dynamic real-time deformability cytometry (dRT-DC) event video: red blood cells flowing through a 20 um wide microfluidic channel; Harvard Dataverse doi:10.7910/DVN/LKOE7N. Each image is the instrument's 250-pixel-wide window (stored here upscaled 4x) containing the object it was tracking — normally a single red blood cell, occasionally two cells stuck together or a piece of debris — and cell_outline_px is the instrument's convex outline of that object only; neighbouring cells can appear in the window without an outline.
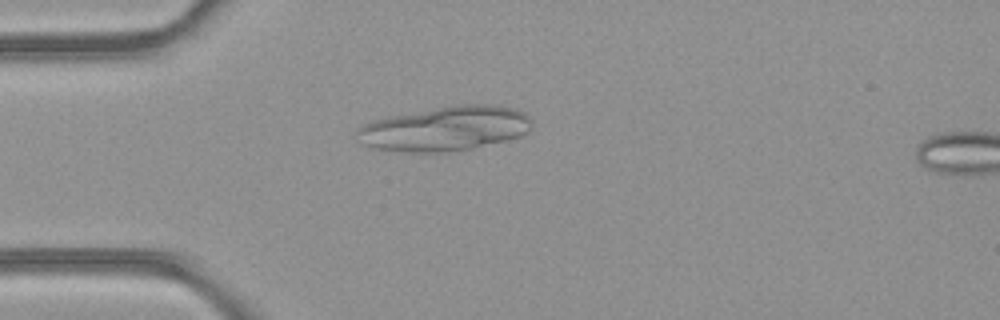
{"species": "common noctule bat (a hibernating species)", "species_latin": "Nyctalus noctula", "temperature_condition": "room temperature", "stored_images_in_passage": 15, "camera_frame_rate_fps": 3000, "um_per_image_px": 0.085, "animal": {"sex": "female", "body_mass_g": 21.9}, "frame": {"image": 1, "passage_image": 13, "time_ms": 4.0, "image_size_px": [1000, 320], "cell_outline_px": [[532, 124], [528, 132], [520, 136], [508, 140], [468, 148], [444, 152], [412, 152], [372, 148], [364, 144], [356, 132], [356, 128], [372, 120], [388, 116], [456, 104], [496, 104], [512, 108], [524, 112], [532, 120]], "centroid_in_image_um": [37.86, 10.91], "position_along_channel_um": 47.1, "area_um2": 45.37}}